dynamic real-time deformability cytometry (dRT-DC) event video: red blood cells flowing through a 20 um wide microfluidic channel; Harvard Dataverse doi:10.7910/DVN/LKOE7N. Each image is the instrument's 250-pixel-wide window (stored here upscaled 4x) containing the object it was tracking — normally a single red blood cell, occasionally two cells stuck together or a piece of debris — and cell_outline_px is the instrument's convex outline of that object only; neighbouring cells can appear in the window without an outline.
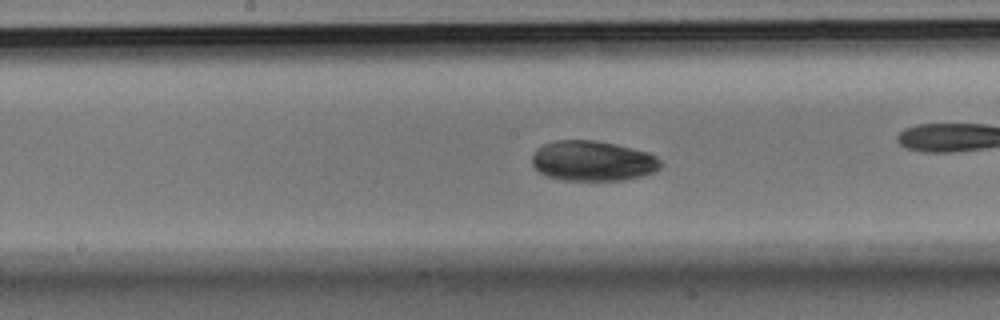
{"species": "Egyptian fruit bat (a non-hibernating species)", "species_latin": "Rousettus aegyptiacus", "temperature_condition": "room temperature", "stored_images_in_passage": 39, "camera_frame_rate_fps": 3000, "um_per_image_px": 0.085, "animal": {"sex": "male"}, "frame": {"image": 1, "passage_image": 12, "time_ms": 3.667, "image_size_px": [1000, 320], "cell_outline_px": [[664, 164], [660, 168], [652, 172], [640, 176], [624, 180], [560, 180], [544, 176], [532, 164], [532, 156], [536, 148], [544, 144], [556, 140], [596, 140], [616, 144], [648, 152], [656, 156]], "centroid_in_image_um": [50.37, 13.67], "position_along_channel_um": 197.8, "area_um2": 30.35}}